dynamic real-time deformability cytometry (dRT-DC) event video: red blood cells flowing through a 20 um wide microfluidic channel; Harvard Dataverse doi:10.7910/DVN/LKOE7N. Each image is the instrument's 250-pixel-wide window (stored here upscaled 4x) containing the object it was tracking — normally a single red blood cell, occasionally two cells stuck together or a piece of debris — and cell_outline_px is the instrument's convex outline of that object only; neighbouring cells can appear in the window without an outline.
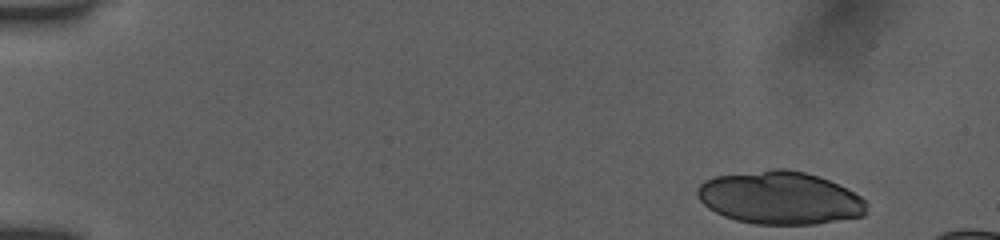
{"species": "human", "species_latin": "Homo sapiens", "temperature_condition": "room temperature", "stored_images_in_passage": 47, "segment_of_instrument_passage": [1, 2], "camera_frame_rate_fps": 3000, "um_per_image_px": 0.085, "donor": {"sex": "female"}, "frame": {"image": 1, "passage_image": 1, "time_ms": 0.0, "image_size_px": [1000, 240], "cell_outline_px": [[868, 212], [864, 216], [816, 224], [756, 224], [736, 220], [724, 216], [708, 208], [700, 200], [696, 192], [696, 188], [704, 180], [716, 176], [772, 168], [788, 168], [820, 176], [860, 196], [868, 204]], "centroid_in_image_um": [66.29, 16.81], "position_along_channel_um": 18.7, "area_um2": 52.37}}